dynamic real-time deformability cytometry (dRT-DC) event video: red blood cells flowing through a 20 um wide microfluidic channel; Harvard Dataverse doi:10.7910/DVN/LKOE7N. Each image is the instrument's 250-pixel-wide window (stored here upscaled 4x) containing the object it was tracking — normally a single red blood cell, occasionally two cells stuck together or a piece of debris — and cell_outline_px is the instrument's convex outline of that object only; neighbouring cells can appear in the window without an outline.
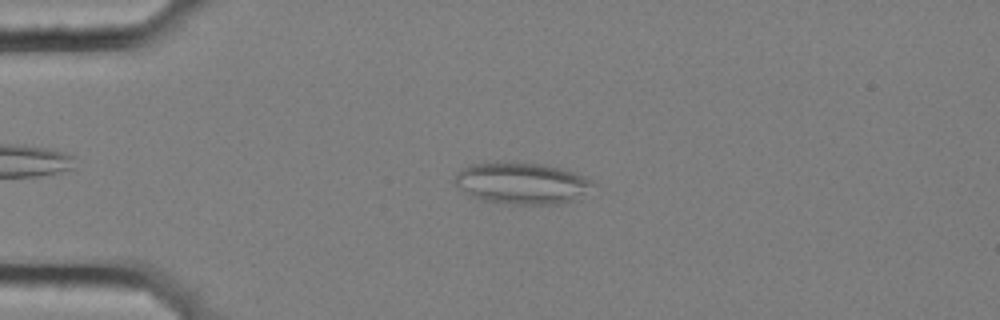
{"species": "common noctule bat (a hibernating species)", "species_latin": "Nyctalus noctula", "temperature_condition": "cold", "stored_images_in_passage": 57, "camera_frame_rate_fps": 3000, "um_per_image_px": 0.085, "animal": {"sex": "female", "body_mass_g": 25.1}, "frame": {"image": 1, "passage_image": 13, "time_ms": 4.0, "image_size_px": [1000, 320], "cell_outline_px": [[596, 184], [576, 200], [560, 204], [512, 204], [484, 200], [468, 196], [452, 180], [456, 172], [460, 168], [468, 164], [500, 160], [504, 160], [544, 164], [564, 168], [576, 172], [592, 180]], "centroid_in_image_um": [44.32, 15.53], "position_along_channel_um": 40.7, "area_um2": 34.51}}
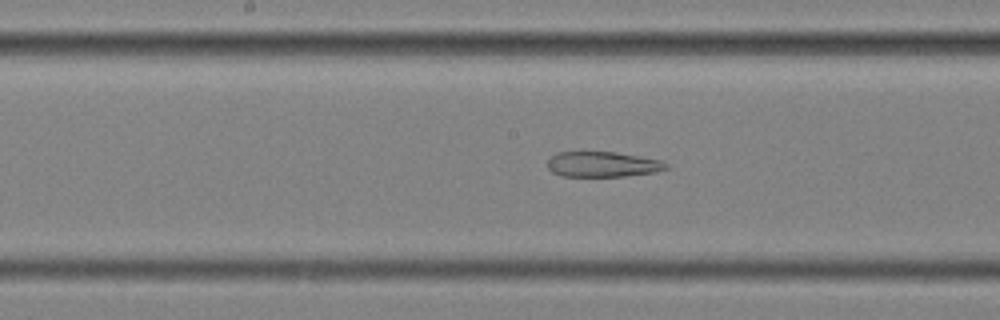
{"frame": {"image": 2, "passage_image": 29, "time_ms": 9.333, "image_size_px": [1000, 320], "cell_outline_px": [[668, 168], [656, 172], [624, 176], [560, 176], [552, 172], [548, 168], [548, 156], [556, 152], [616, 152], [660, 160], [668, 164]], "centroid_in_image_um": [51.18, 13.96], "position_along_channel_um": 197.0, "area_um2": 17.57}}
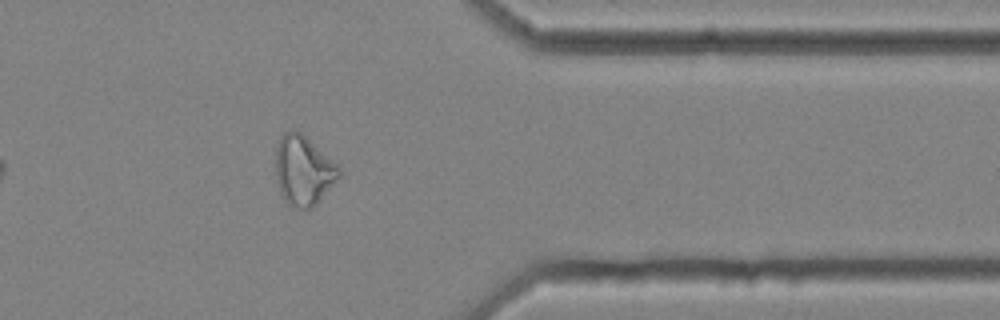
{"frame": {"image": 3, "passage_image": 46, "time_ms": 15.0, "image_size_px": [1000, 320], "cell_outline_px": [[344, 172], [316, 204], [312, 208], [292, 208], [284, 200], [280, 192], [276, 180], [276, 144], [280, 136], [284, 132], [292, 128], [300, 132], [340, 164]], "centroid_in_image_um": [25.81, 14.47], "position_along_channel_um": 385.6, "area_um2": 26.3}, "authors_computed_cell_mechanics": {"area_um2": 27.0504, "velocity_mm_per_s": 3.5193, "shape_relaxation_time_tau1_ms": null, "shape_relaxation_time_tau2_ms": 5.9355, "deformation_change_tau1": null, "deformation_change_tau2": 0.174}}